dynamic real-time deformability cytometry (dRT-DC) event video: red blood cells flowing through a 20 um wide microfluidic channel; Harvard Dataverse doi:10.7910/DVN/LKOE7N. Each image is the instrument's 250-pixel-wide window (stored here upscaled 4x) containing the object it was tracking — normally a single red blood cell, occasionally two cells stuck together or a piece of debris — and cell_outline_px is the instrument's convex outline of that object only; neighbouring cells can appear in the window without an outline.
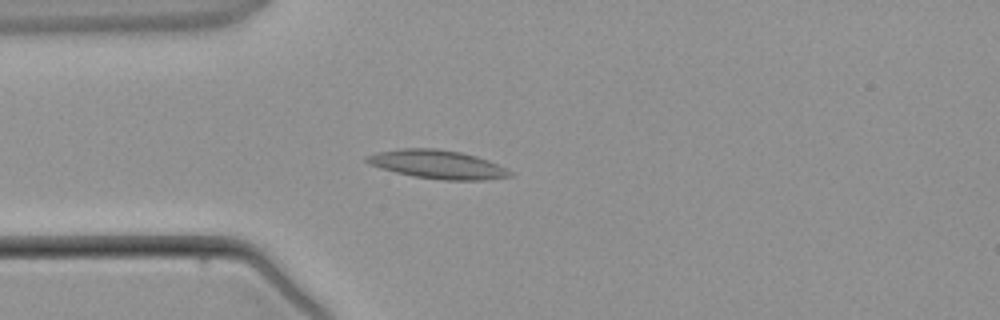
{"species": "common noctule bat (a hibernating species)", "species_latin": "Nyctalus noctula", "temperature_condition": "warm", "stored_images_in_passage": 4, "camera_frame_rate_fps": 3000, "um_per_image_px": 0.085, "animal": {"sex": "male", "body_mass_g": 21.5, "forearm_length_mm": 52.0}, "frame": {"image": 1, "passage_image": 4, "time_ms": 3.667, "image_size_px": [1000, 320], "cell_outline_px": [[512, 176], [484, 180], [444, 180], [412, 176], [380, 168], [364, 160], [364, 156], [376, 152], [400, 148], [436, 148], [460, 152], [476, 156], [488, 160], [512, 172]], "centroid_in_image_um": [37.15, 13.97], "position_along_channel_um": 47.8, "area_um2": 23.76}}